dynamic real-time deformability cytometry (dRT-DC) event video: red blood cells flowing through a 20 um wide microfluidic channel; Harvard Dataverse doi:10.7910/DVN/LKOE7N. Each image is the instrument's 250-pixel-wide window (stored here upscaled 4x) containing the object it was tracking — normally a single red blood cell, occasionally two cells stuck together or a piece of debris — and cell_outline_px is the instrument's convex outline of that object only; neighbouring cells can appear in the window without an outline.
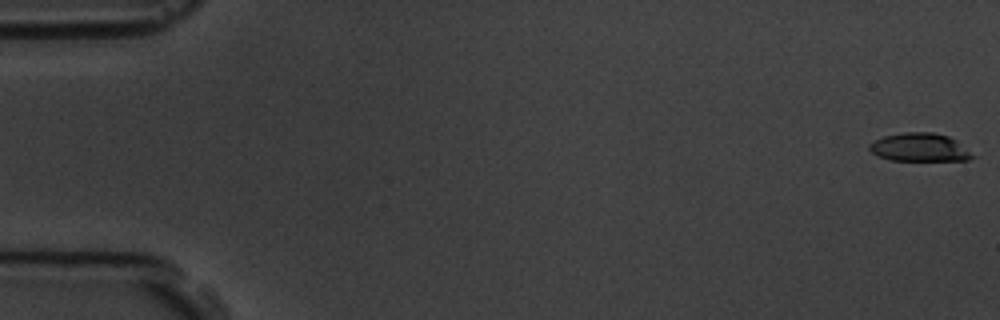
{"species": "common noctule bat (a hibernating species)", "species_latin": "Nyctalus noctula", "temperature_condition": "room temperature", "stored_images_in_passage": 12, "camera_frame_rate_fps": 3000, "um_per_image_px": 0.085, "animal": {"sex": "male", "body_mass_g": 19.5, "forearm_length_mm": 54.6}, "frame": {"image": 1, "passage_image": 1, "time_ms": 0.0, "image_size_px": [1000, 320], "cell_outline_px": [[976, 156], [968, 160], [892, 160], [880, 156], [872, 152], [868, 148], [868, 144], [884, 136], [904, 132], [932, 132], [948, 136], [956, 140]], "centroid_in_image_um": [78.19, 12.52], "position_along_channel_um": 6.8, "area_um2": 16.82}}